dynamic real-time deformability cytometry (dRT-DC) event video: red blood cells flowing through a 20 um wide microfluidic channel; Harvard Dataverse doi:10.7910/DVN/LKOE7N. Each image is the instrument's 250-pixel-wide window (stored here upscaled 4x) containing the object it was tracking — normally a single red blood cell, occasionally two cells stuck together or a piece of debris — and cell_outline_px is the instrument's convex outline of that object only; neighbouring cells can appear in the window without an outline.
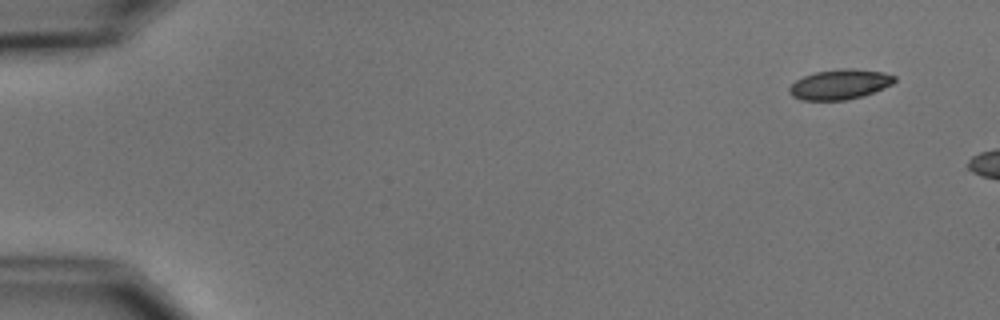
{"species": "common noctule bat (a hibernating species)", "species_latin": "Nyctalus noctula", "temperature_condition": "cold", "stored_images_in_passage": 4, "camera_frame_rate_fps": 3000, "um_per_image_px": 0.085, "animal": {"sex": "male", "body_mass_g": 15.6}, "frame": {"image": 1, "passage_image": 1, "time_ms": 0.0, "image_size_px": [1000, 320], "cell_outline_px": [[896, 80], [892, 84], [872, 92], [860, 96], [844, 100], [800, 100], [792, 96], [788, 92], [788, 88], [796, 80], [804, 76], [816, 72], [840, 68], [852, 68], [884, 72], [896, 76]], "centroid_in_image_um": [71.36, 7.16], "position_along_channel_um": 13.6, "area_um2": 18.32}}